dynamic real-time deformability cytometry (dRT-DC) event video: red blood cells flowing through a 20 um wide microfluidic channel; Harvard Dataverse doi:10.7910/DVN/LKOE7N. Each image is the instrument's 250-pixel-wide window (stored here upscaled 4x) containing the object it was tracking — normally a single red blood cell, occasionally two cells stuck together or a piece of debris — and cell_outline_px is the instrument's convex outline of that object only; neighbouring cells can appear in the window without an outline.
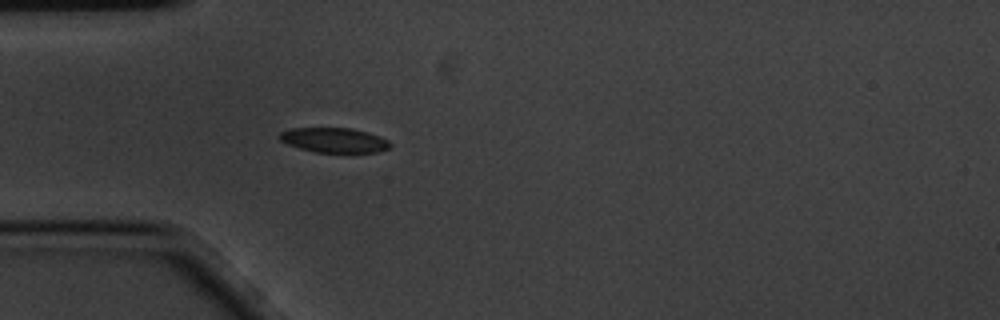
{"species": "common noctule bat (a hibernating species)", "species_latin": "Nyctalus noctula", "temperature_condition": "cold", "stored_images_in_passage": 4, "camera_frame_rate_fps": 3000, "um_per_image_px": 0.085, "animal": {"sex": "male", "body_mass_g": 20.1, "forearm_length_mm": 53.5}, "frame": {"image": 1, "passage_image": 4, "time_ms": 1.0, "image_size_px": [1000, 320], "cell_outline_px": [[392, 144], [388, 148], [376, 152], [316, 152], [300, 148], [288, 144], [280, 140], [280, 132], [292, 128], [352, 128], [368, 132], [380, 136], [388, 140]], "centroid_in_image_um": [28.42, 11.9], "position_along_channel_um": 56.6, "area_um2": 15.84}}